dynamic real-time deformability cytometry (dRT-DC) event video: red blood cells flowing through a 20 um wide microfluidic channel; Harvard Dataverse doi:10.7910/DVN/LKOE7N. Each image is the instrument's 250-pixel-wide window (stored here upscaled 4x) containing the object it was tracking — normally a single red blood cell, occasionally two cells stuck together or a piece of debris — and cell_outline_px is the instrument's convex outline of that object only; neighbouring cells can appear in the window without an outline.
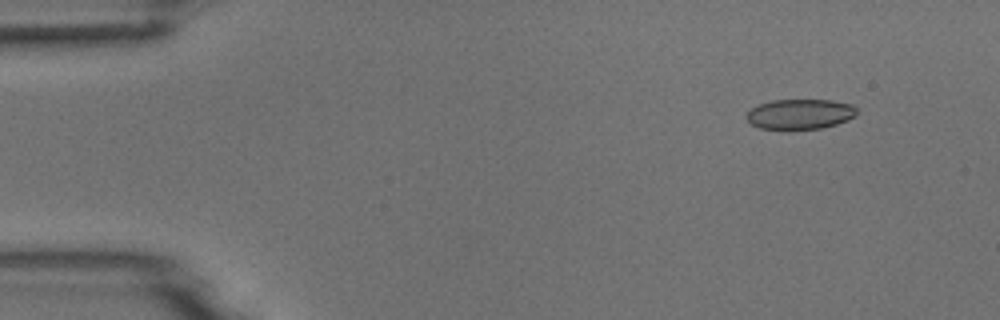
{"species": "common noctule bat (a hibernating species)", "species_latin": "Nyctalus noctula", "temperature_condition": "room temperature", "stored_images_in_passage": 3, "camera_frame_rate_fps": 3000, "um_per_image_px": 0.085, "animal": {"sex": "male", "body_mass_g": 18.8}, "frame": {"image": 1, "passage_image": 1, "time_ms": 0.0, "image_size_px": [1000, 320], "cell_outline_px": [[856, 116], [848, 120], [836, 124], [820, 128], [760, 128], [752, 124], [744, 116], [752, 108], [760, 104], [772, 100], [832, 100], [852, 104], [856, 108]], "centroid_in_image_um": [68.03, 9.68], "position_along_channel_um": 17.0, "area_um2": 19.07}}